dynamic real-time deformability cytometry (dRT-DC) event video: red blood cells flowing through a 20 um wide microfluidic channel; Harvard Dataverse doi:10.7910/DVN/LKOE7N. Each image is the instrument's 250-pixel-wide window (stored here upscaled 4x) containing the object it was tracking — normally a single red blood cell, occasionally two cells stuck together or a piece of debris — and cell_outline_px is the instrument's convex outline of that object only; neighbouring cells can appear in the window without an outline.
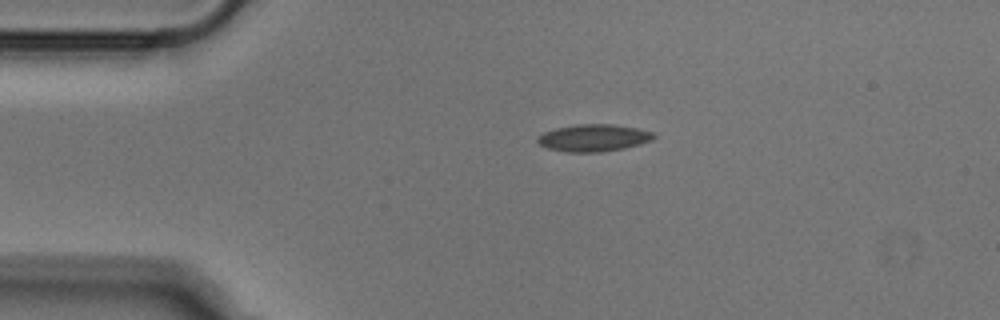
{"species": "Egyptian fruit bat (a non-hibernating species)", "species_latin": "Rousettus aegyptiacus", "temperature_condition": "cold", "stored_images_in_passage": 42, "camera_frame_rate_fps": 3000, "um_per_image_px": 0.085, "animal": {"sex": "male"}, "frame": {"image": 1, "passage_image": 1, "time_ms": 0.0, "image_size_px": [1000, 320], "cell_outline_px": [[656, 136], [652, 140], [640, 144], [624, 148], [600, 152], [568, 152], [548, 148], [540, 144], [536, 140], [536, 136], [544, 132], [556, 128], [576, 124], [612, 124], [636, 128], [652, 132]], "centroid_in_image_um": [50.44, 11.71], "position_along_channel_um": 34.6, "area_um2": 18.32}}
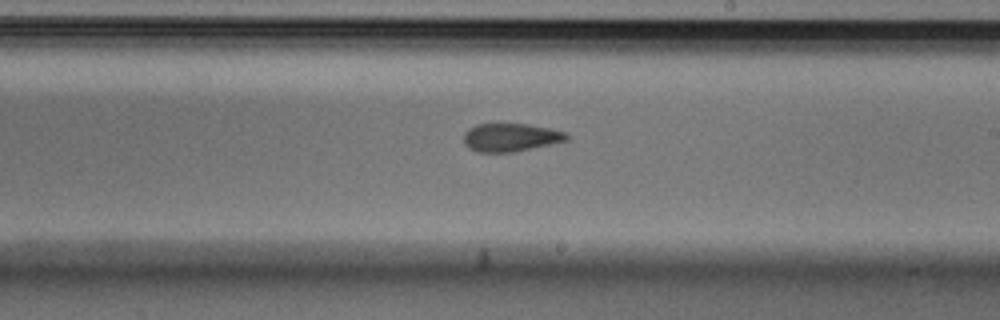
{"frame": {"image": 2, "passage_image": 20, "time_ms": 6.333, "image_size_px": [1000, 320], "cell_outline_px": [[568, 140], [512, 152], [476, 152], [468, 148], [464, 144], [464, 132], [468, 128], [476, 124], [528, 124], [548, 128], [564, 132], [568, 136]], "centroid_in_image_um": [43.34, 11.68], "position_along_channel_um": 245.7, "area_um2": 16.76}}
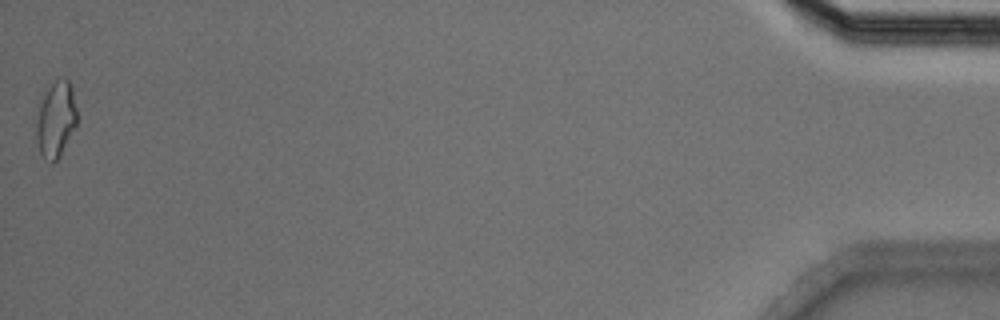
{"frame": {"image": 3, "passage_image": 42, "time_ms": 13.667, "image_size_px": [1000, 320], "cell_outline_px": [[76, 124], [60, 156], [52, 164], [48, 164], [44, 160], [40, 152], [36, 136], [36, 124], [40, 104], [48, 88], [56, 80], [68, 80], [72, 84], [76, 108]], "centroid_in_image_um": [4.75, 10.2], "position_along_channel_um": 430.5, "area_um2": 17.74}}